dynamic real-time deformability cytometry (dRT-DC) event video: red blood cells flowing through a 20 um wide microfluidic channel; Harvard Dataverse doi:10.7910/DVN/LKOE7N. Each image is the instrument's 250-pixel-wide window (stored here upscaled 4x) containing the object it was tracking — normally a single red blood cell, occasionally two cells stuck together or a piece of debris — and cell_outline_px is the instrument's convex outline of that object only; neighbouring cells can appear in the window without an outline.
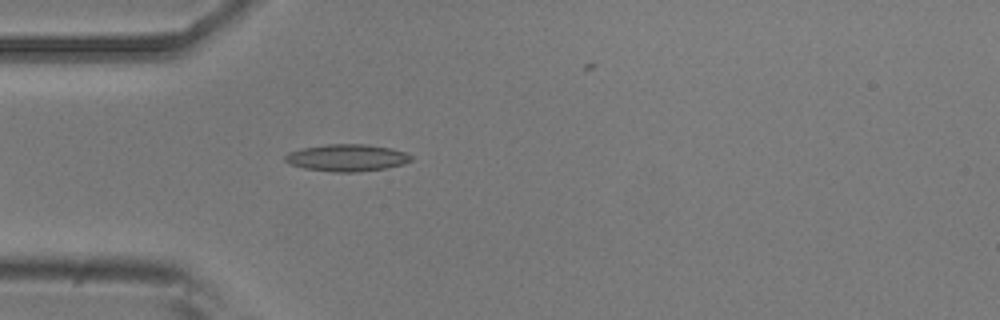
{"species": "common noctule bat (a hibernating species)", "species_latin": "Nyctalus noctula", "temperature_condition": "room temperature", "stored_images_in_passage": 5, "camera_frame_rate_fps": 3000, "um_per_image_px": 0.085, "animal": {"sex": "male", "body_mass_g": 20.5, "forearm_length_mm": 52.5}, "frame": {"image": 1, "passage_image": 5, "time_ms": 4.667, "image_size_px": [1000, 320], "cell_outline_px": [[412, 160], [404, 164], [384, 168], [352, 172], [332, 172], [304, 168], [292, 164], [284, 160], [284, 156], [288, 152], [304, 148], [328, 144], [368, 144], [392, 148], [404, 152], [412, 156]], "centroid_in_image_um": [29.5, 13.4], "position_along_channel_um": 55.5, "area_um2": 19.71}}